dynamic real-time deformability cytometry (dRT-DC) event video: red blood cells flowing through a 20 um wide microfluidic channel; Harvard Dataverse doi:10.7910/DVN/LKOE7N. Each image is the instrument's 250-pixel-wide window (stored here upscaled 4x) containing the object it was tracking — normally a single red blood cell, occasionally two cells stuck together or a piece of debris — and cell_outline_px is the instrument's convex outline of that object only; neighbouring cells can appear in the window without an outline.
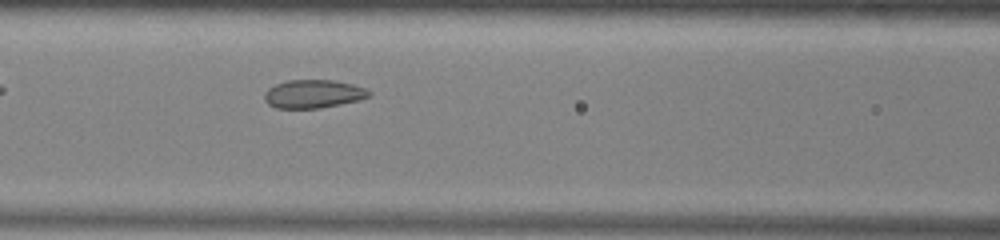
{"species": "common noctule bat (a hibernating species)", "species_latin": "Nyctalus noctula", "temperature_condition": "warm", "stored_images_in_passage": 26, "camera_frame_rate_fps": 3000, "um_per_image_px": 0.085, "animal": {"sex": "male", "body_mass_g": 13.0, "forearm_length_mm": 53.1}, "frame": {"image": 1, "passage_image": 6, "time_ms": 1.667, "image_size_px": [1000, 240], "cell_outline_px": [[372, 96], [360, 100], [320, 108], [276, 108], [268, 104], [264, 100], [264, 92], [268, 88], [276, 84], [288, 80], [332, 80], [352, 84], [368, 88], [372, 92]], "centroid_in_image_um": [26.66, 7.98], "position_along_channel_um": 139.9, "area_um2": 17.46}}
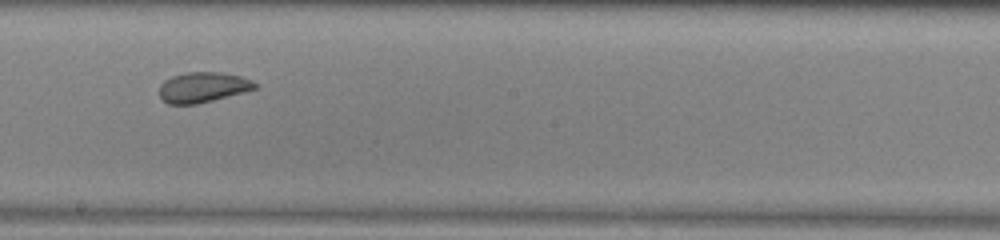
{"frame": {"image": 2, "passage_image": 13, "time_ms": 4.0, "image_size_px": [1000, 240], "cell_outline_px": [[256, 88], [244, 92], [196, 104], [168, 104], [160, 100], [160, 84], [164, 80], [172, 76], [188, 72], [220, 72], [240, 76], [252, 80], [256, 84]], "centroid_in_image_um": [17.2, 7.42], "position_along_channel_um": 231.0, "area_um2": 16.82}}
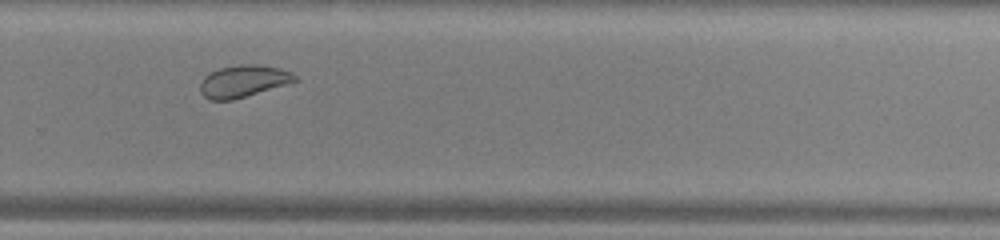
{"frame": {"image": 3, "passage_image": 19, "time_ms": 6.0, "image_size_px": [1000, 240], "cell_outline_px": [[296, 80], [284, 84], [232, 100], [208, 100], [200, 92], [200, 84], [204, 76], [220, 68], [240, 64], [256, 64], [280, 68], [292, 72], [296, 76]], "centroid_in_image_um": [20.63, 6.89], "position_along_channel_um": 309.2, "area_um2": 17.34}}